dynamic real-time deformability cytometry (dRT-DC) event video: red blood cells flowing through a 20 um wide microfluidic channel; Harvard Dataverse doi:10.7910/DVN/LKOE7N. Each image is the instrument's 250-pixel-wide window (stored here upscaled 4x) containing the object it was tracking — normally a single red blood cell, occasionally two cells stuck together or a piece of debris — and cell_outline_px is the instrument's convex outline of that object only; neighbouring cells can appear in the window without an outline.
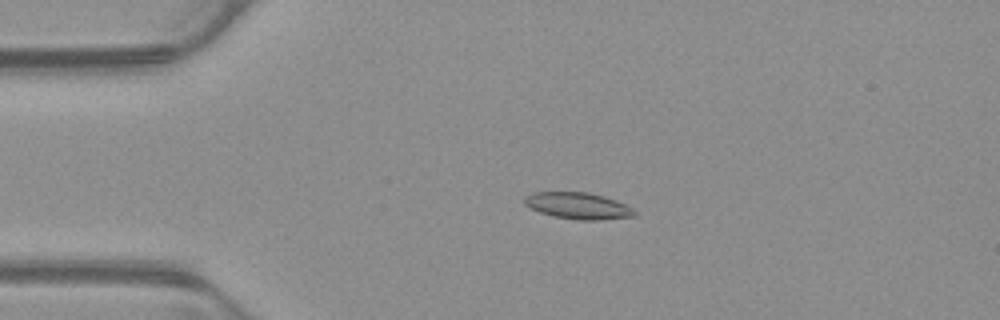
{"species": "common noctule bat (a hibernating species)", "species_latin": "Nyctalus noctula", "temperature_condition": "warm", "stored_images_in_passage": 45, "camera_frame_rate_fps": 3000, "um_per_image_px": 0.085, "animal": {"sex": "male", "body_mass_g": 23.1, "forearm_length_mm": 52.7}, "frame": {"image": 1, "passage_image": 4, "time_ms": 1.0, "image_size_px": [1000, 320], "cell_outline_px": [[636, 216], [600, 220], [576, 220], [552, 216], [540, 212], [524, 204], [524, 196], [532, 192], [588, 192], [604, 196], [616, 200], [632, 208], [636, 212]], "centroid_in_image_um": [49.13, 17.49], "position_along_channel_um": 35.9, "area_um2": 17.11}}
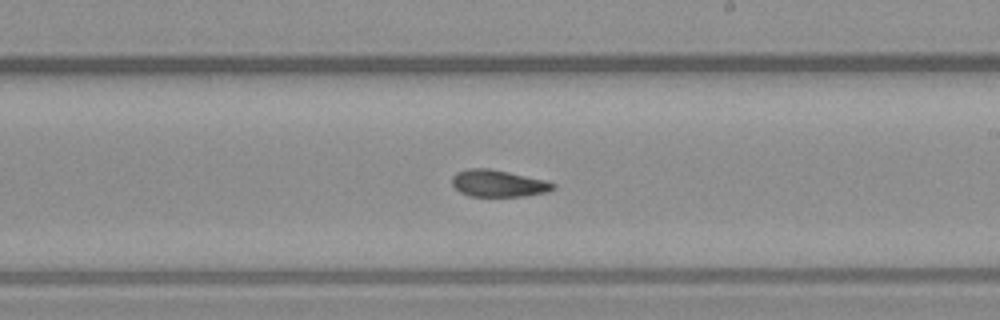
{"frame": {"image": 2, "passage_image": 23, "time_ms": 7.333, "image_size_px": [1000, 320], "cell_outline_px": [[556, 188], [548, 192], [524, 196], [468, 196], [460, 192], [452, 184], [452, 176], [456, 172], [468, 168], [488, 168], [508, 172], [544, 180], [556, 184]], "centroid_in_image_um": [42.34, 15.59], "position_along_channel_um": 246.7, "area_um2": 15.84}}
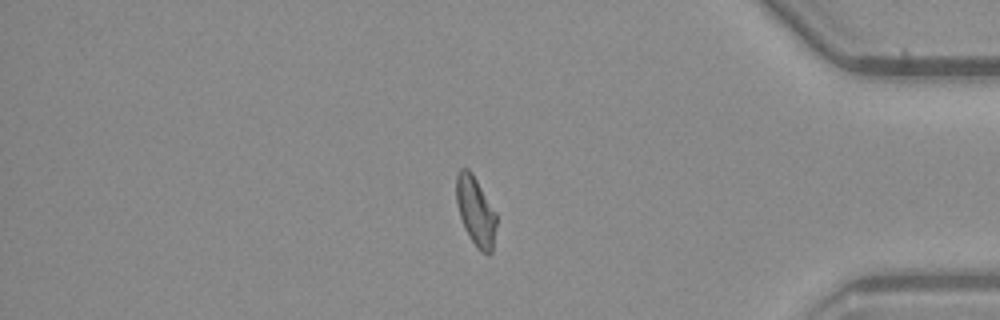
{"frame": {"image": 3, "passage_image": 37, "time_ms": 12.0, "image_size_px": [1000, 320], "cell_outline_px": [[496, 224], [492, 252], [488, 256], [480, 252], [476, 248], [464, 228], [456, 204], [456, 176], [460, 168], [468, 168], [472, 172], [496, 212]], "centroid_in_image_um": [40.42, 17.97], "position_along_channel_um": 394.8, "area_um2": 16.36}, "authors_computed_cell_mechanics": {"area_um2": 16.2996, "velocity_mm_per_s": 3.8722, "shape_relaxation_time_tau1_ms": null, "shape_relaxation_time_tau2_ms": 3.3581, "deformation_change_tau1": null, "deformation_change_tau2": 0.083}}